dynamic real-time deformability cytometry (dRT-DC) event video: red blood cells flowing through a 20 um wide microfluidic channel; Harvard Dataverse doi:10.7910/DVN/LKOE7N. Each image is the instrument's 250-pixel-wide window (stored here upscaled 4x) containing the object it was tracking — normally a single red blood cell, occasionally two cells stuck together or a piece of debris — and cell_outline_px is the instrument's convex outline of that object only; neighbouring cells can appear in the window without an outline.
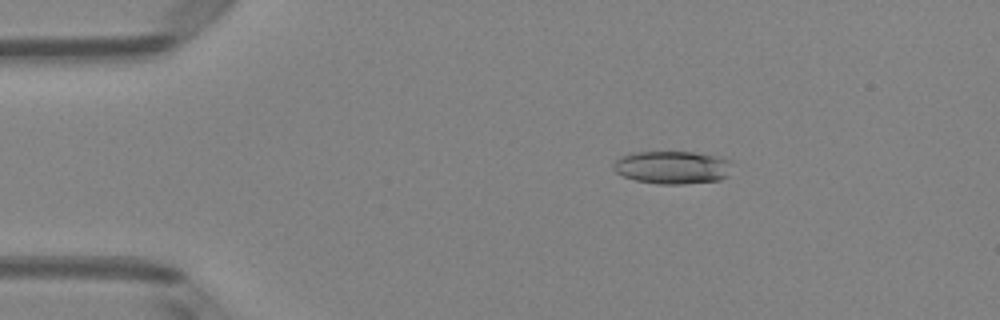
{"species": "Egyptian fruit bat (a non-hibernating species)", "species_latin": "Rousettus aegyptiacus", "temperature_condition": "room temperature", "stored_images_in_passage": 50, "camera_frame_rate_fps": 3000, "um_per_image_px": 0.085, "animal": {"sex": "female"}, "frame": {"image": 1, "passage_image": 9, "time_ms": 2.667, "image_size_px": [1000, 320], "cell_outline_px": [[732, 160], [728, 176], [720, 180], [684, 184], [660, 184], [636, 180], [624, 176], [616, 172], [612, 168], [612, 164], [620, 156], [636, 152], [692, 152], [720, 156]], "centroid_in_image_um": [57.17, 14.22], "position_along_channel_um": 27.8, "area_um2": 22.95}}
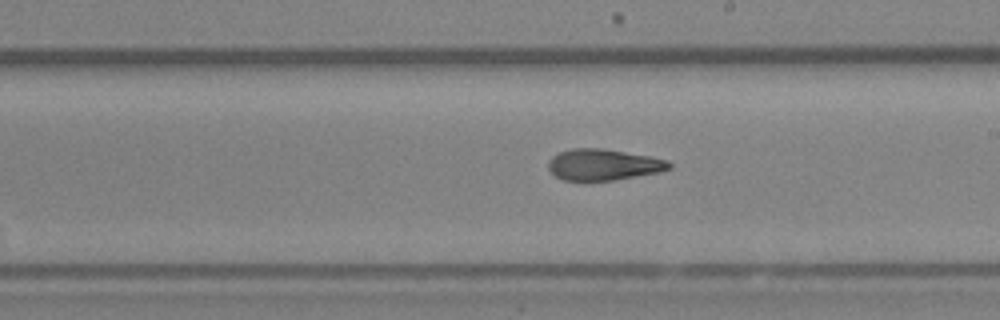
{"frame": {"image": 2, "passage_image": 29, "time_ms": 9.333, "image_size_px": [1000, 320], "cell_outline_px": [[672, 168], [660, 172], [612, 180], [584, 184], [564, 180], [556, 176], [548, 168], [548, 160], [552, 156], [560, 152], [572, 148], [600, 148], [648, 156], [668, 160], [672, 164]], "centroid_in_image_um": [51.24, 14.03], "position_along_channel_um": 237.8, "area_um2": 22.48}}
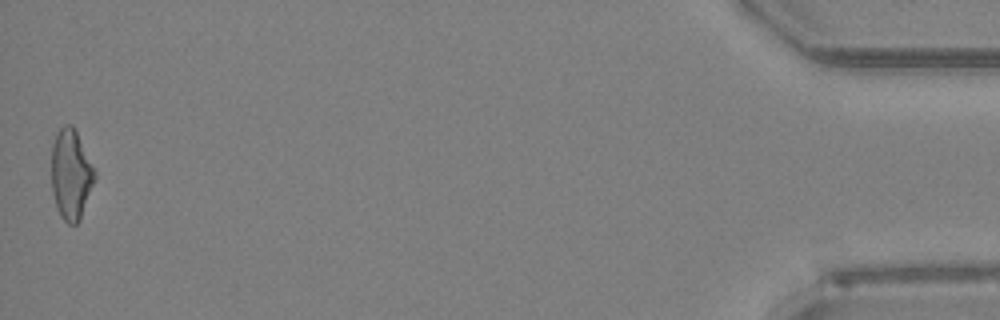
{"frame": {"image": 3, "passage_image": 50, "time_ms": 16.333, "image_size_px": [1000, 320], "cell_outline_px": [[96, 180], [80, 220], [76, 224], [68, 224], [60, 216], [56, 208], [52, 192], [52, 144], [56, 132], [64, 124], [72, 124], [96, 172]], "centroid_in_image_um": [6.03, 14.85], "position_along_channel_um": 429.2, "area_um2": 22.89}, "authors_computed_cell_mechanics": {"area_um2": 22.7443, "velocity_mm_per_s": 4.0731, "shape_relaxation_time_tau1_ms": 7.4492, "shape_relaxation_time_tau2_ms": 3.1845, "deformation_change_tau1": 0.2192, "deformation_change_tau2": 0.1263}}